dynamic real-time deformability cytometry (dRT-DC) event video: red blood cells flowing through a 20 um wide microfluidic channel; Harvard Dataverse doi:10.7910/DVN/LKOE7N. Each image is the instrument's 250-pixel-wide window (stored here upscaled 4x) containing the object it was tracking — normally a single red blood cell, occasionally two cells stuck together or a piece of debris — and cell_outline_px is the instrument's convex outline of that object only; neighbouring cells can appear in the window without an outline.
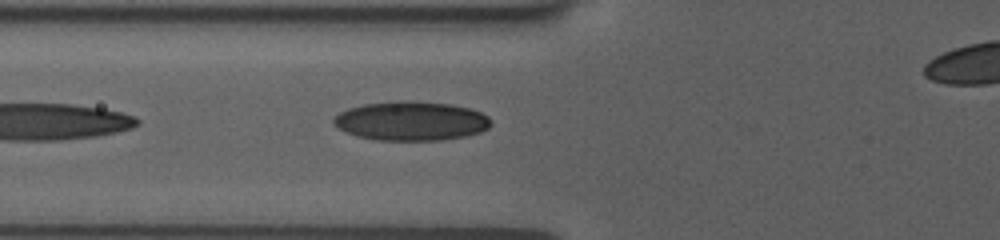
{"species": "human", "species_latin": "Homo sapiens", "temperature_condition": "room temperature", "stored_images_in_passage": 22, "camera_frame_rate_fps": 3000, "um_per_image_px": 0.085, "donor": {"sex": "female"}, "frame": {"image": 1, "passage_image": 6, "time_ms": 2.0, "image_size_px": [1000, 240], "cell_outline_px": [[492, 124], [488, 128], [480, 132], [464, 136], [440, 140], [376, 140], [356, 136], [332, 124], [332, 120], [340, 112], [348, 108], [364, 104], [392, 100], [400, 100], [452, 104], [468, 108], [480, 112], [488, 116]], "centroid_in_image_um": [34.93, 10.27], "position_along_channel_um": 90.9, "area_um2": 35.89}}
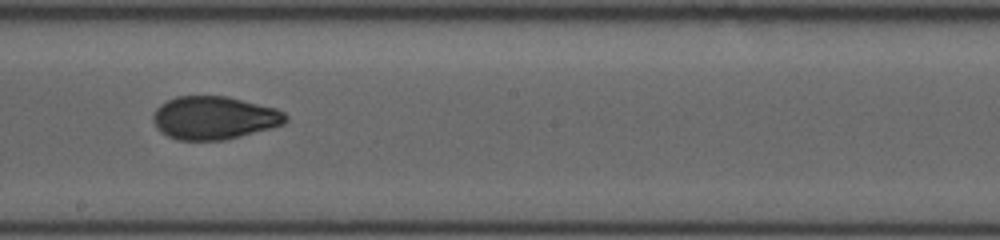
{"frame": {"image": 2, "passage_image": 15, "time_ms": 5.667, "image_size_px": [1000, 240], "cell_outline_px": [[288, 120], [284, 124], [272, 128], [224, 140], [176, 140], [168, 136], [156, 128], [152, 120], [152, 116], [156, 108], [160, 104], [176, 96], [228, 96], [276, 108], [284, 112], [288, 116]], "centroid_in_image_um": [18.2, 10.01], "position_along_channel_um": 230.0, "area_um2": 33.52}}
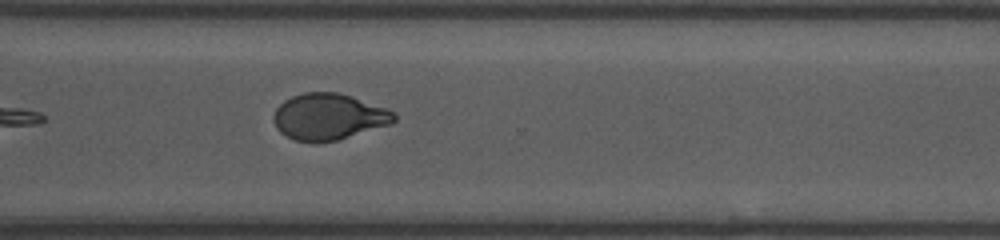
{"frame": {"image": 3, "passage_image": 22, "time_ms": 8.667, "image_size_px": [1000, 240], "cell_outline_px": [[396, 120], [392, 124], [336, 140], [296, 140], [280, 132], [276, 128], [272, 120], [272, 116], [276, 108], [284, 100], [292, 96], [304, 92], [336, 92], [352, 96], [388, 108], [396, 116]], "centroid_in_image_um": [27.94, 9.89], "position_along_channel_um": 342.7, "area_um2": 32.25}}